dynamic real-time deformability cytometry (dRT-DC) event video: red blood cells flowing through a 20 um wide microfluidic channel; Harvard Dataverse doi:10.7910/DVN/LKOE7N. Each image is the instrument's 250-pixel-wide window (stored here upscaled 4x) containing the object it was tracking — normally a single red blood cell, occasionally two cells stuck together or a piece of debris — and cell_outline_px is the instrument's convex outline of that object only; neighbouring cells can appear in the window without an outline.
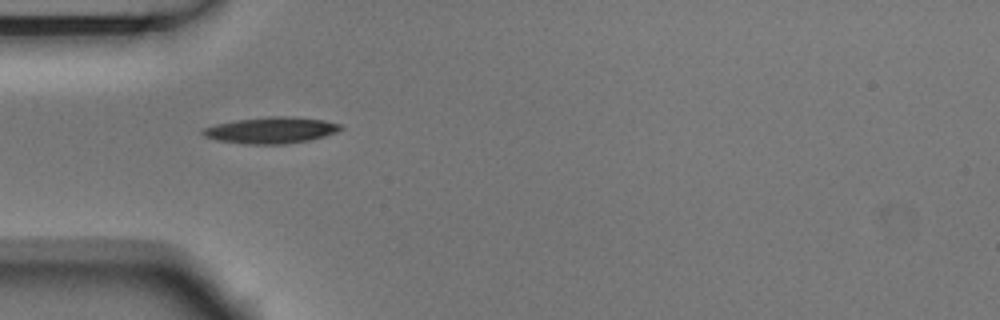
{"species": "Egyptian fruit bat (a non-hibernating species)", "species_latin": "Rousettus aegyptiacus", "temperature_condition": "room temperature", "stored_images_in_passage": 4, "camera_frame_rate_fps": 3000, "um_per_image_px": 0.085, "animal": {"sex": "male"}, "frame": {"image": 1, "passage_image": 1, "time_ms": 0.0, "image_size_px": [1000, 320], "cell_outline_px": [[344, 128], [336, 132], [312, 140], [284, 144], [244, 144], [216, 140], [204, 136], [200, 132], [204, 128], [216, 124], [236, 120], [268, 116], [288, 116], [324, 120], [340, 124]], "centroid_in_image_um": [23.04, 11.07], "position_along_channel_um": 62.0, "area_um2": 21.21}}
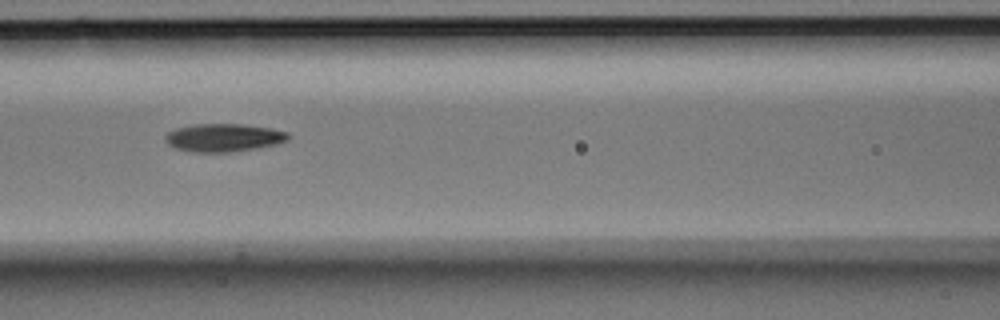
{"frame": {"image": 2, "passage_image": 3, "time_ms": 0.667, "image_size_px": [1000, 320], "cell_outline_px": [[292, 136], [288, 140], [276, 144], [256, 148], [232, 152], [192, 152], [172, 148], [164, 140], [164, 136], [168, 132], [176, 128], [192, 124], [244, 124], [272, 128], [288, 132]], "centroid_in_image_um": [19.0, 11.7], "position_along_channel_um": 147.6, "area_um2": 20.4}}
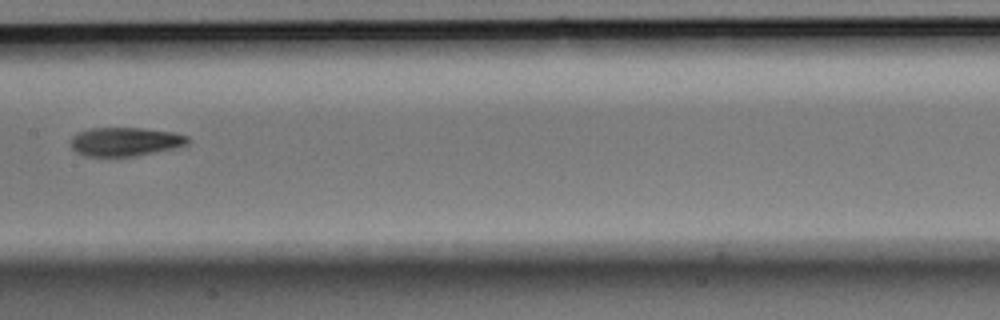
{"frame": {"image": 3, "passage_image": 4, "time_ms": 1.0, "image_size_px": [1000, 320], "cell_outline_px": [[188, 144], [172, 148], [136, 156], [84, 156], [76, 152], [72, 148], [72, 136], [80, 132], [92, 128], [140, 128], [172, 132], [188, 136]], "centroid_in_image_um": [10.62, 12.04], "position_along_channel_um": 196.8, "area_um2": 19.31}}